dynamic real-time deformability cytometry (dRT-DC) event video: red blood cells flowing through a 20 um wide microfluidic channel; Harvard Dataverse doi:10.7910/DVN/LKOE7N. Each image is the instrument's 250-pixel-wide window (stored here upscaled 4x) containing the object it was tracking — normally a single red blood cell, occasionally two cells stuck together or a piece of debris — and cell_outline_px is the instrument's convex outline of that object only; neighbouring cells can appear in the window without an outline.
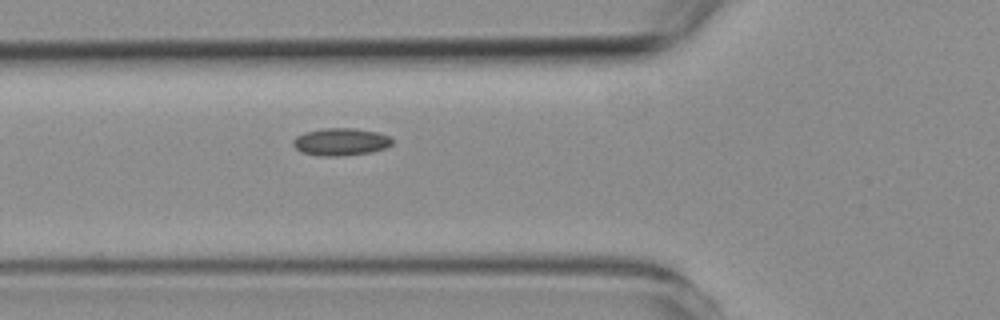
{"species": "common noctule bat (a hibernating species)", "species_latin": "Nyctalus noctula", "temperature_condition": "room temperature", "stored_images_in_passage": 5, "camera_frame_rate_fps": 3000, "um_per_image_px": 0.085, "animal": {"sex": "female", "body_mass_g": 19.3, "forearm_length_mm": 54.1}, "frame": {"image": 1, "passage_image": 5, "time_ms": 6.0, "image_size_px": [1000, 320], "cell_outline_px": [[392, 144], [384, 148], [372, 152], [336, 156], [320, 156], [300, 152], [292, 144], [292, 140], [296, 136], [304, 132], [324, 128], [356, 128], [376, 132], [392, 136]], "centroid_in_image_um": [28.95, 12.05], "position_along_channel_um": 96.9, "area_um2": 15.95}}